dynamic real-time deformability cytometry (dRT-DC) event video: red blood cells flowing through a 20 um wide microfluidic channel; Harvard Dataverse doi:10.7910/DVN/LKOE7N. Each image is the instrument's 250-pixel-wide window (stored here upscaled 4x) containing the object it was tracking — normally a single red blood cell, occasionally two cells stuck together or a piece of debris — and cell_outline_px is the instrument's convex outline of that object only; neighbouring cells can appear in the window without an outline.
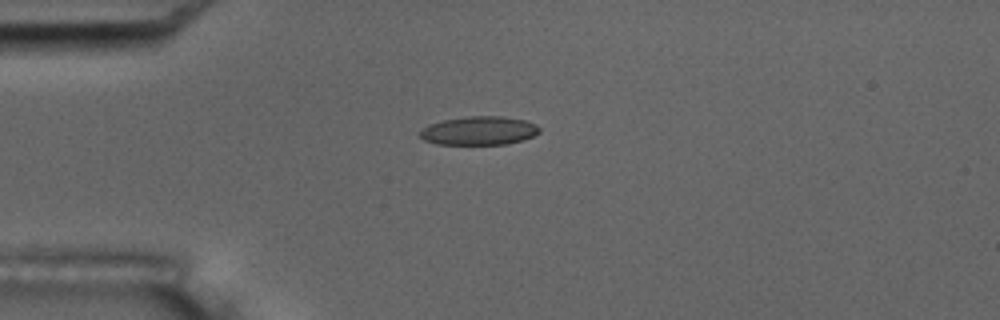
{"species": "common noctule bat (a hibernating species)", "species_latin": "Nyctalus noctula", "temperature_condition": "room temperature", "stored_images_in_passage": 6, "camera_frame_rate_fps": 3000, "um_per_image_px": 0.085, "animal": {"sex": "male", "body_mass_g": 17.5, "forearm_length_mm": 52.3}, "frame": {"image": 1, "passage_image": 5, "time_ms": 4.667, "image_size_px": [1000, 320], "cell_outline_px": [[540, 132], [524, 140], [508, 144], [436, 144], [424, 140], [416, 136], [428, 124], [444, 120], [468, 116], [500, 116], [524, 120], [536, 124], [540, 128]], "centroid_in_image_um": [40.71, 11.11], "position_along_channel_um": 44.3, "area_um2": 20.0}}